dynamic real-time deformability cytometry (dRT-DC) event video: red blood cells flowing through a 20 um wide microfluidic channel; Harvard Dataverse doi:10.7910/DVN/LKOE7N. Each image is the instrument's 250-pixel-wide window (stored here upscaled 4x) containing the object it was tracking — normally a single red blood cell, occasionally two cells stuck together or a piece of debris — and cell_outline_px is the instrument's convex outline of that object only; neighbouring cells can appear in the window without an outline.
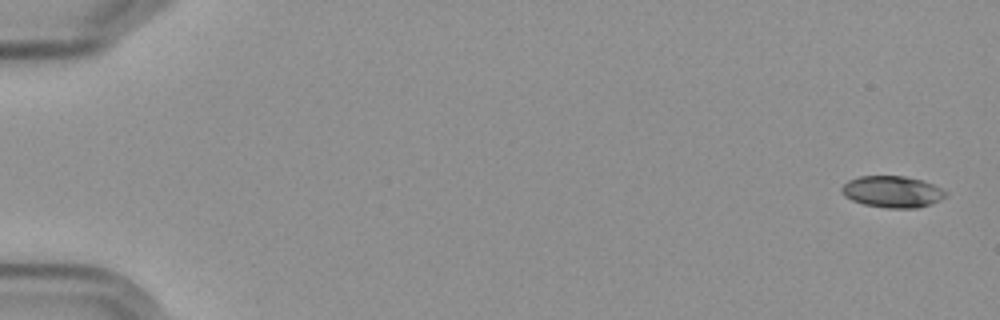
{"species": "Egyptian fruit bat (a non-hibernating species)", "species_latin": "Rousettus aegyptiacus", "temperature_condition": "cold", "stored_images_in_passage": 8, "camera_frame_rate_fps": 3000, "um_per_image_px": 0.085, "frame": {"image": 1, "passage_image": 1, "time_ms": 0.0, "image_size_px": [1000, 320], "cell_outline_px": [[948, 196], [932, 204], [916, 208], [888, 208], [864, 204], [852, 200], [844, 196], [840, 188], [848, 180], [860, 176], [904, 176], [920, 180], [932, 184], [948, 192]], "centroid_in_image_um": [75.86, 16.3], "position_along_channel_um": 9.1, "area_um2": 19.13}}
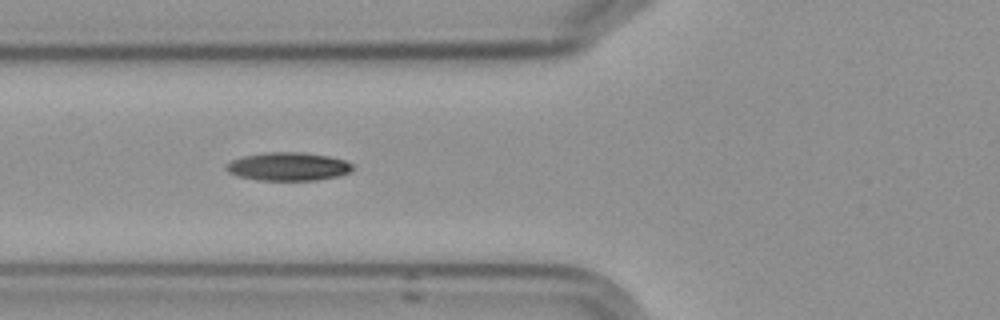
{"frame": {"image": 2, "passage_image": 7, "time_ms": 7.0, "image_size_px": [1000, 320], "cell_outline_px": [[352, 168], [348, 172], [336, 176], [316, 180], [260, 180], [240, 176], [228, 172], [224, 168], [224, 164], [232, 160], [244, 156], [264, 152], [304, 152], [328, 156], [344, 160], [352, 164]], "centroid_in_image_um": [24.45, 14.14], "position_along_channel_um": 101.4, "area_um2": 20.69}}
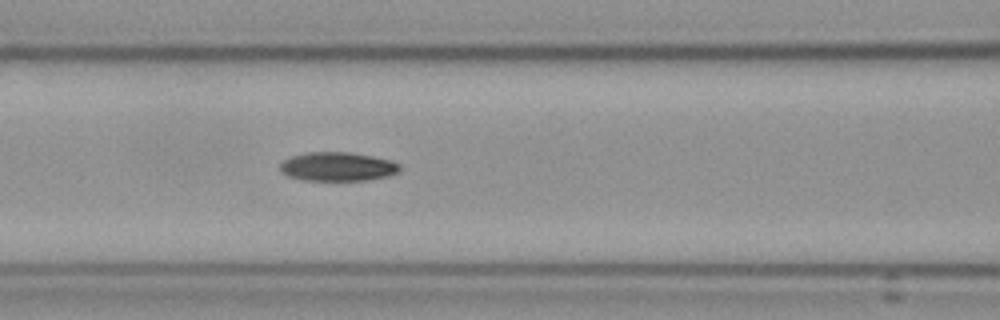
{"frame": {"image": 3, "passage_image": 8, "time_ms": 8.0, "image_size_px": [1000, 320], "cell_outline_px": [[400, 168], [396, 172], [388, 176], [368, 180], [304, 180], [288, 176], [280, 172], [280, 164], [284, 160], [292, 156], [308, 152], [348, 152], [372, 156], [388, 160], [400, 164]], "centroid_in_image_um": [28.66, 14.16], "position_along_channel_um": 137.9, "area_um2": 20.0}}